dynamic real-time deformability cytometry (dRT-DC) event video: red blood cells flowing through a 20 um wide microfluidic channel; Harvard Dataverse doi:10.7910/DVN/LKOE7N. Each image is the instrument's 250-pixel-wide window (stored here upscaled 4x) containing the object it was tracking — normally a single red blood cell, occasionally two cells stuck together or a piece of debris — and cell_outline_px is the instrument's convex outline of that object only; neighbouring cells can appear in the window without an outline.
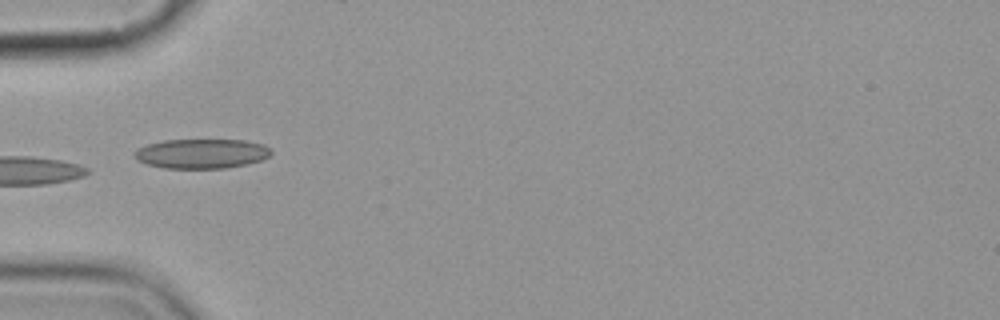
{"species": "common noctule bat (a hibernating species)", "species_latin": "Nyctalus noctula", "temperature_condition": "cold", "stored_images_in_passage": 9, "camera_frame_rate_fps": 3000, "um_per_image_px": 0.085, "animal": {"sex": "female", "body_mass_g": 19.9}, "frame": {"image": 1, "passage_image": 3, "time_ms": 2.333, "image_size_px": [1000, 320], "cell_outline_px": [[272, 152], [268, 156], [260, 160], [248, 164], [224, 168], [164, 168], [148, 164], [136, 160], [132, 156], [132, 152], [136, 148], [148, 144], [164, 140], [244, 140], [264, 144], [272, 148]], "centroid_in_image_um": [17.11, 13.05], "position_along_channel_um": 67.9, "area_um2": 23.76}}
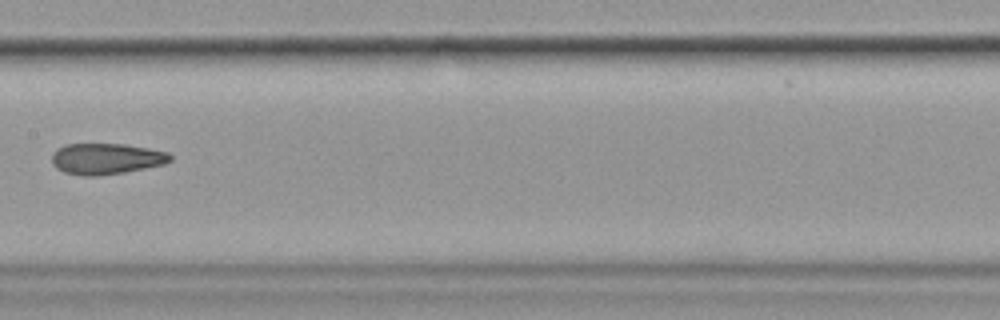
{"frame": {"image": 2, "passage_image": 6, "time_ms": 6.0, "image_size_px": [1000, 320], "cell_outline_px": [[172, 160], [164, 164], [124, 172], [96, 176], [84, 176], [64, 172], [56, 168], [52, 164], [52, 152], [64, 144], [124, 144], [148, 148], [168, 152], [172, 156]], "centroid_in_image_um": [9.01, 13.49], "position_along_channel_um": 198.4, "area_um2": 21.44}}
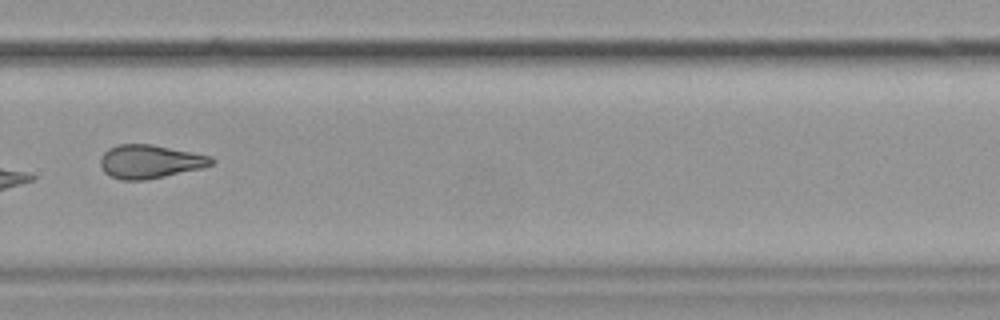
{"frame": {"image": 3, "passage_image": 9, "time_ms": 9.333, "image_size_px": [1000, 320], "cell_outline_px": [[216, 160], [212, 164], [204, 168], [144, 180], [120, 180], [104, 172], [100, 164], [100, 156], [108, 148], [116, 144], [152, 144], [212, 156]], "centroid_in_image_um": [12.75, 13.72], "position_along_channel_um": 317.1, "area_um2": 21.85}}